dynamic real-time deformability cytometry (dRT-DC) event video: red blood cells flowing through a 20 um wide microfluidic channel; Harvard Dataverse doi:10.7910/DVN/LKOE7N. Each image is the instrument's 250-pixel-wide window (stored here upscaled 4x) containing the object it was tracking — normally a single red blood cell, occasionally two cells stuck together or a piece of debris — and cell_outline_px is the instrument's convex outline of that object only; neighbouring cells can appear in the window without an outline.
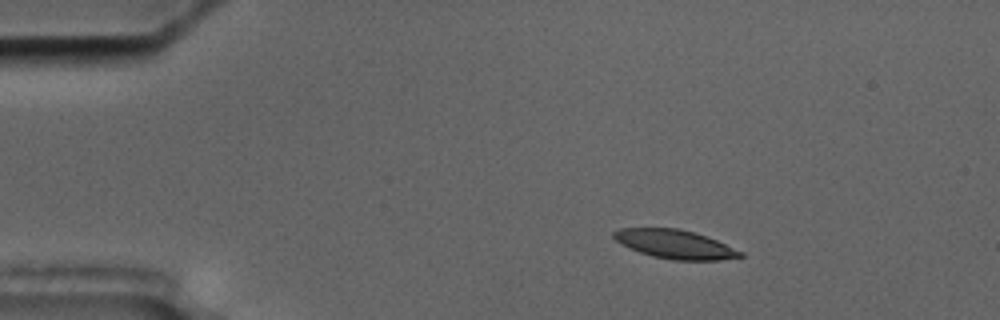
{"species": "common noctule bat (a hibernating species)", "species_latin": "Nyctalus noctula", "temperature_condition": "cold", "stored_images_in_passage": 4, "camera_frame_rate_fps": 3000, "um_per_image_px": 0.085, "animal": {"sex": "male", "body_mass_g": 17.5, "forearm_length_mm": 52.3}, "frame": {"image": 1, "passage_image": 2, "time_ms": 1.333, "image_size_px": [1000, 320], "cell_outline_px": [[744, 256], [720, 260], [672, 260], [652, 256], [640, 252], [616, 240], [612, 236], [612, 232], [620, 228], [680, 228], [708, 236], [744, 252]], "centroid_in_image_um": [57.42, 20.75], "position_along_channel_um": 27.6, "area_um2": 21.21}}